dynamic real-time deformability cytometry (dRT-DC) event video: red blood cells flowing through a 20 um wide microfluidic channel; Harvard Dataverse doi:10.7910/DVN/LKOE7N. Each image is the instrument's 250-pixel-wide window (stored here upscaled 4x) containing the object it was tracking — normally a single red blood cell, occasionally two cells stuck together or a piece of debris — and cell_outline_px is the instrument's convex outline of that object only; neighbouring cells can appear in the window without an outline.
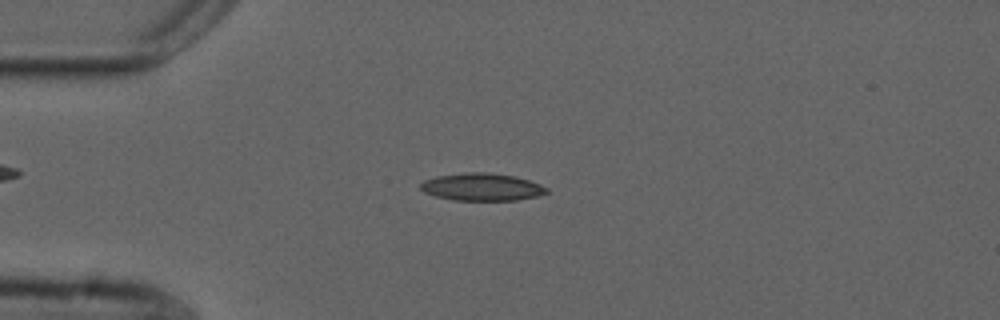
{"species": "common noctule bat (a hibernating species)", "species_latin": "Nyctalus noctula", "temperature_condition": "cold", "stored_images_in_passage": 54, "camera_frame_rate_fps": 3000, "um_per_image_px": 0.085, "animal": {"sex": "male", "forearm_length_mm": 52.5}, "frame": {"image": 1, "passage_image": 13, "time_ms": 4.0, "image_size_px": [1000, 320], "cell_outline_px": [[548, 192], [536, 196], [516, 200], [452, 200], [436, 196], [424, 192], [420, 188], [420, 184], [424, 180], [436, 176], [464, 172], [488, 172], [516, 176], [540, 184], [548, 188]], "centroid_in_image_um": [40.94, 15.88], "position_along_channel_um": 44.1, "area_um2": 20.23}}
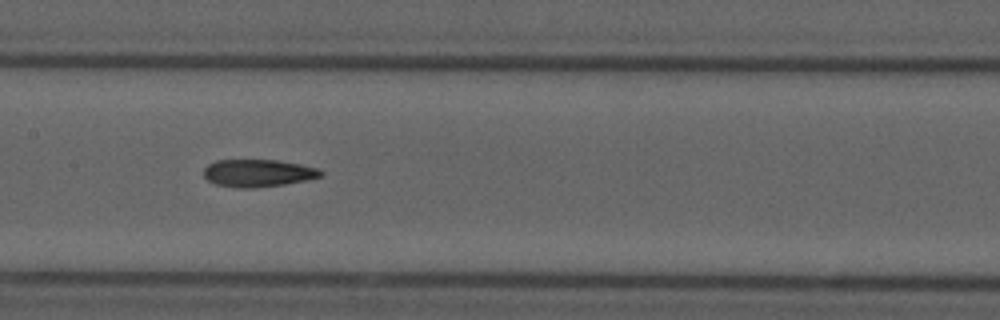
{"frame": {"image": 2, "passage_image": 26, "time_ms": 8.333, "image_size_px": [1000, 320], "cell_outline_px": [[324, 172], [320, 176], [308, 180], [284, 184], [252, 188], [240, 188], [216, 184], [208, 180], [204, 176], [204, 168], [208, 164], [216, 160], [280, 160], [300, 164], [316, 168]], "centroid_in_image_um": [21.92, 14.7], "position_along_channel_um": 185.5, "area_um2": 18.67}}
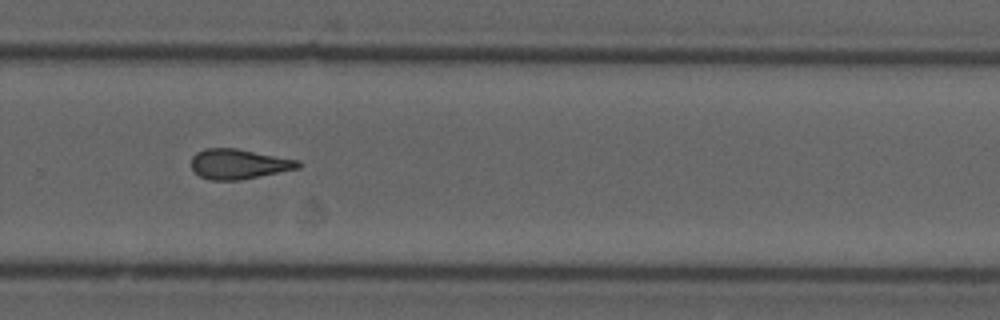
{"frame": {"image": 3, "passage_image": 36, "time_ms": 11.667, "image_size_px": [1000, 320], "cell_outline_px": [[300, 168], [240, 180], [208, 180], [200, 176], [192, 168], [192, 156], [196, 152], [204, 148], [236, 148], [300, 160]], "centroid_in_image_um": [20.29, 13.94], "position_along_channel_um": 309.5, "area_um2": 18.73}, "authors_computed_cell_mechanics": {"area_um2": 18.9295, "velocity_mm_per_s": 3.7396, "shape_relaxation_time_tau1_ms": null, "shape_relaxation_time_tau2_ms": 5.128, "deformation_change_tau1": null, "deformation_change_tau2": 0.1681}}